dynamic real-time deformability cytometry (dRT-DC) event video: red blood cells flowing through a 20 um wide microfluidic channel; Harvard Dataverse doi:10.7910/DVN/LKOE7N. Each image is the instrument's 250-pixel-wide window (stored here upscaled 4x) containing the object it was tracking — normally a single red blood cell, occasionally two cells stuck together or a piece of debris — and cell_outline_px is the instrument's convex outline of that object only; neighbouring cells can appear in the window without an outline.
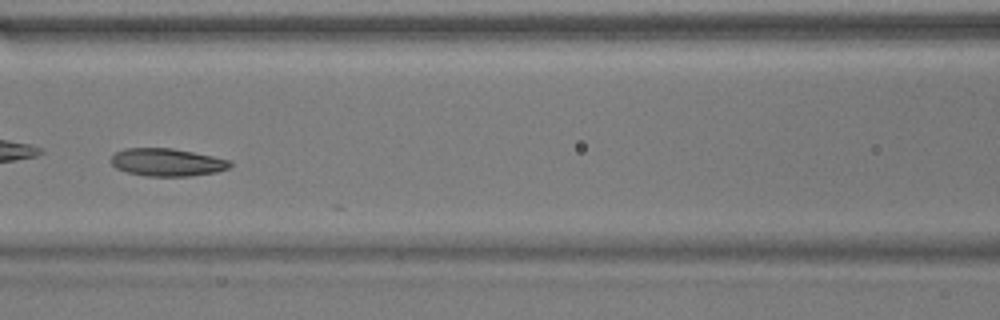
{"species": "common noctule bat (a hibernating species)", "species_latin": "Nyctalus noctula", "temperature_condition": "warm", "stored_images_in_passage": 16, "camera_frame_rate_fps": 3000, "um_per_image_px": 0.085, "animal": {"sex": "male", "body_mass_g": 17.9}, "frame": {"image": 1, "passage_image": 11, "time_ms": 3.333, "image_size_px": [1000, 320], "cell_outline_px": [[232, 164], [228, 168], [216, 172], [188, 176], [144, 176], [128, 172], [116, 168], [112, 164], [112, 156], [116, 152], [124, 148], [172, 148], [232, 160]], "centroid_in_image_um": [14.21, 13.79], "position_along_channel_um": 152.4, "area_um2": 19.13}}